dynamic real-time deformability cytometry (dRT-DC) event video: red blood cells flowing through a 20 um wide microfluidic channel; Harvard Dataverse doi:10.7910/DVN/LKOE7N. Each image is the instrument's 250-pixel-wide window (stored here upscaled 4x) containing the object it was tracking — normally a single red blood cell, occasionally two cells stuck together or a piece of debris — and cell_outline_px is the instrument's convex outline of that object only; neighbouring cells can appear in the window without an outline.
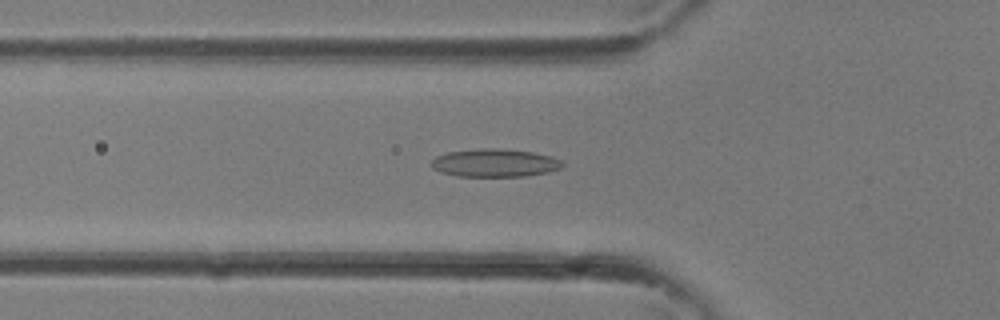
{"species": "common noctule bat (a hibernating species)", "species_latin": "Nyctalus noctula", "temperature_condition": "room temperature", "stored_images_in_passage": 34, "camera_frame_rate_fps": 3000, "um_per_image_px": 0.085, "animal": {"sex": "female"}, "frame": {"image": 1, "passage_image": 12, "time_ms": 3.667, "image_size_px": [1000, 320], "cell_outline_px": [[564, 164], [560, 168], [548, 172], [524, 176], [456, 176], [440, 172], [432, 168], [432, 160], [436, 156], [448, 152], [484, 148], [496, 148], [532, 152], [552, 156], [560, 160]], "centroid_in_image_um": [42.05, 13.85], "position_along_channel_um": 83.8, "area_um2": 21.27}}
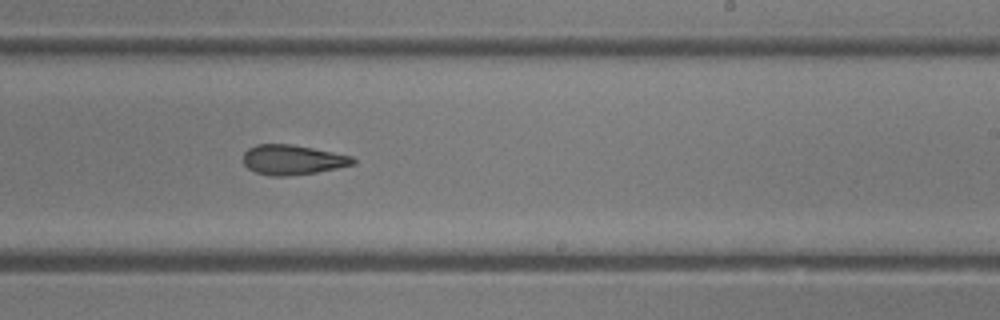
{"frame": {"image": 2, "passage_image": 21, "time_ms": 6.667, "image_size_px": [1000, 320], "cell_outline_px": [[356, 164], [316, 172], [288, 176], [272, 176], [256, 172], [248, 168], [244, 164], [244, 152], [248, 148], [256, 144], [292, 144], [352, 156], [356, 160]], "centroid_in_image_um": [24.86, 13.58], "position_along_channel_um": 264.1, "area_um2": 19.02}}
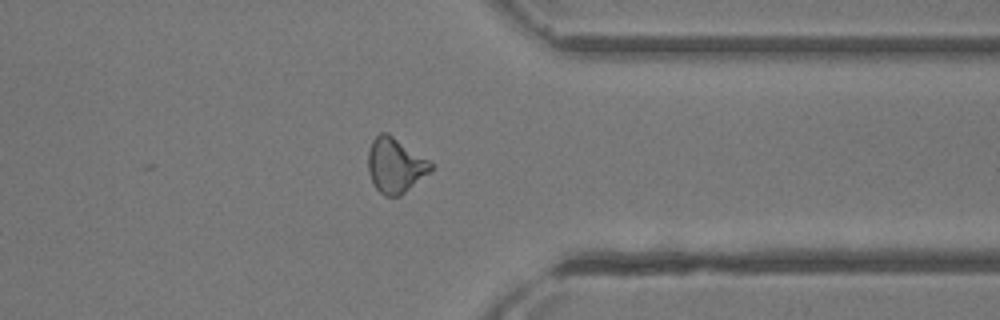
{"frame": {"image": 3, "passage_image": 27, "time_ms": 8.667, "image_size_px": [1000, 320], "cell_outline_px": [[432, 168], [428, 172], [400, 196], [384, 196], [376, 188], [368, 172], [368, 148], [372, 140], [380, 132], [388, 132], [428, 160], [432, 164]], "centroid_in_image_um": [33.55, 14.03], "position_along_channel_um": 377.9, "area_um2": 19.77}}